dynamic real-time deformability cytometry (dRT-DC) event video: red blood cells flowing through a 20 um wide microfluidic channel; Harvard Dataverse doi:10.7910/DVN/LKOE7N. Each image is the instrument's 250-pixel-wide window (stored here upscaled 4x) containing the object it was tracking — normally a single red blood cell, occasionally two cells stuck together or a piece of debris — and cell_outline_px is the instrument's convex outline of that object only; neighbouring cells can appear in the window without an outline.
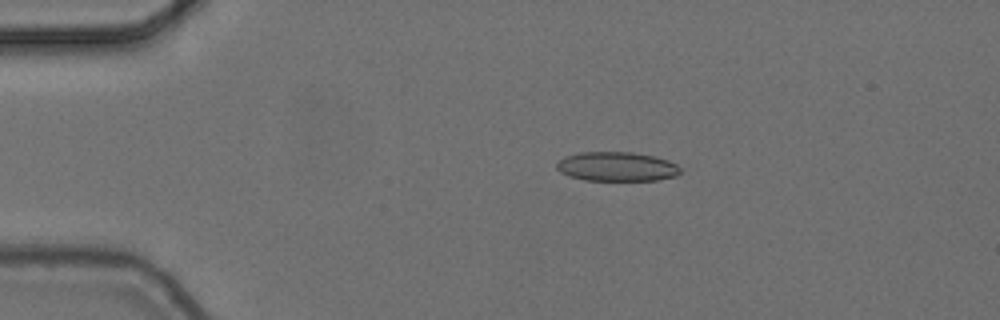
{"species": "common noctule bat (a hibernating species)", "species_latin": "Nyctalus noctula", "temperature_condition": "cold", "stored_images_in_passage": 4, "camera_frame_rate_fps": 3000, "um_per_image_px": 0.085, "animal": {"sex": "female", "body_mass_g": 24.6, "forearm_length_mm": 56.2}, "frame": {"image": 1, "passage_image": 3, "time_ms": 0.667, "image_size_px": [1000, 320], "cell_outline_px": [[680, 172], [676, 176], [656, 180], [584, 180], [568, 176], [560, 172], [556, 168], [556, 164], [564, 156], [580, 152], [632, 152], [652, 156], [668, 160], [676, 164], [680, 168]], "centroid_in_image_um": [52.39, 14.16], "position_along_channel_um": 32.6, "area_um2": 21.1}}